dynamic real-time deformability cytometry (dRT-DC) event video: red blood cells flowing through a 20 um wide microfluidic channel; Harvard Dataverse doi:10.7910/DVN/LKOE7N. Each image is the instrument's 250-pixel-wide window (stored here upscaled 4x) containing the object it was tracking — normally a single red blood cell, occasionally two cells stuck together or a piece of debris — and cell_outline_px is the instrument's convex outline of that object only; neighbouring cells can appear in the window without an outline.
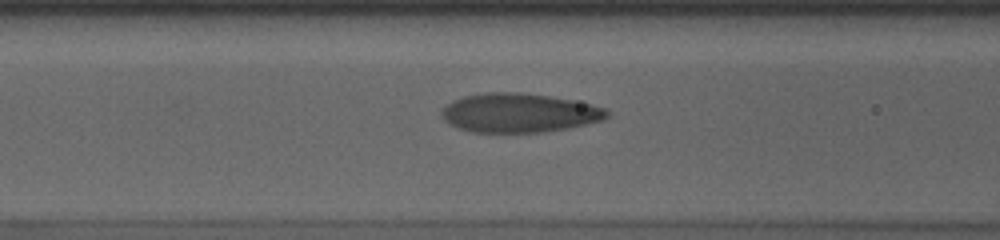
{"species": "human", "species_latin": "Homo sapiens", "temperature_condition": "cold", "stored_images_in_passage": 40, "camera_frame_rate_fps": 3000, "um_per_image_px": 0.085, "donor": {"sex": "male"}, "frame": {"image": 1, "passage_image": 17, "time_ms": 5.333, "image_size_px": [1000, 240], "cell_outline_px": [[608, 116], [604, 120], [568, 128], [544, 132], [472, 132], [456, 128], [444, 120], [440, 112], [448, 104], [464, 96], [488, 92], [520, 92], [548, 96], [572, 100], [604, 108], [608, 112]], "centroid_in_image_um": [44.11, 9.6], "position_along_channel_um": 122.5, "area_um2": 37.4}}
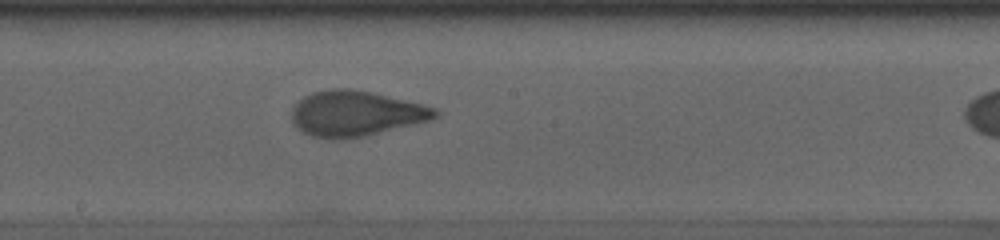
{"frame": {"image": 2, "passage_image": 25, "time_ms": 8.0, "image_size_px": [1000, 240], "cell_outline_px": [[440, 112], [432, 120], [364, 136], [344, 140], [332, 140], [312, 136], [296, 128], [292, 124], [292, 108], [304, 96], [312, 92], [332, 88], [348, 88], [372, 92], [424, 104], [436, 108]], "centroid_in_image_um": [30.23, 9.66], "position_along_channel_um": 218.0, "area_um2": 38.26}}
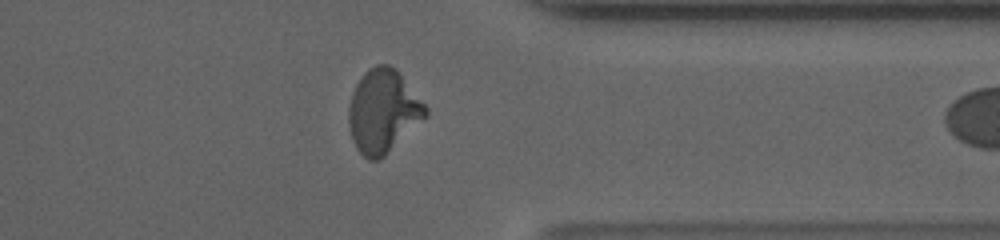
{"frame": {"image": 3, "passage_image": 39, "time_ms": 12.667, "image_size_px": [1000, 240], "cell_outline_px": [[428, 116], [380, 160], [368, 160], [356, 148], [352, 140], [348, 120], [348, 108], [352, 92], [356, 84], [364, 72], [368, 68], [376, 64], [388, 64], [396, 68], [428, 108]], "centroid_in_image_um": [32.56, 9.45], "position_along_channel_um": 378.8, "area_um2": 37.51}}